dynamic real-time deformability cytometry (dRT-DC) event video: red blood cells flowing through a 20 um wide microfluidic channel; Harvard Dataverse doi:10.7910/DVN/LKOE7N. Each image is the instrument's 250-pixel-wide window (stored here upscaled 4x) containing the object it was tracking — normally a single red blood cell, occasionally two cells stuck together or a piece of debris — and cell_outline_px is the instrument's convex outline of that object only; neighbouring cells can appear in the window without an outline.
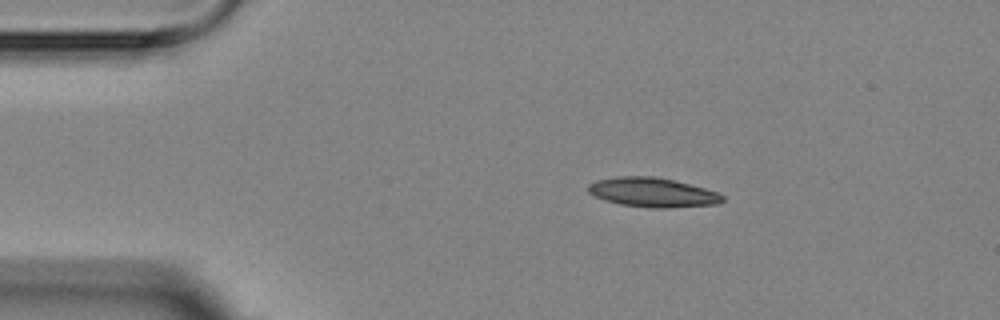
{"species": "Egyptian fruit bat (a non-hibernating species)", "species_latin": "Rousettus aegyptiacus", "temperature_condition": "room temperature", "stored_images_in_passage": 2, "camera_frame_rate_fps": 3000, "um_per_image_px": 0.085, "animal": {"sex": "female"}, "frame": {"image": 1, "passage_image": 1, "time_ms": 0.0, "image_size_px": [1000, 320], "cell_outline_px": [[724, 200], [720, 204], [668, 208], [648, 208], [620, 204], [604, 200], [588, 192], [588, 184], [596, 180], [616, 176], [656, 176], [676, 180], [720, 192], [724, 196]], "centroid_in_image_um": [55.51, 16.35], "position_along_channel_um": 29.5, "area_um2": 23.41}}